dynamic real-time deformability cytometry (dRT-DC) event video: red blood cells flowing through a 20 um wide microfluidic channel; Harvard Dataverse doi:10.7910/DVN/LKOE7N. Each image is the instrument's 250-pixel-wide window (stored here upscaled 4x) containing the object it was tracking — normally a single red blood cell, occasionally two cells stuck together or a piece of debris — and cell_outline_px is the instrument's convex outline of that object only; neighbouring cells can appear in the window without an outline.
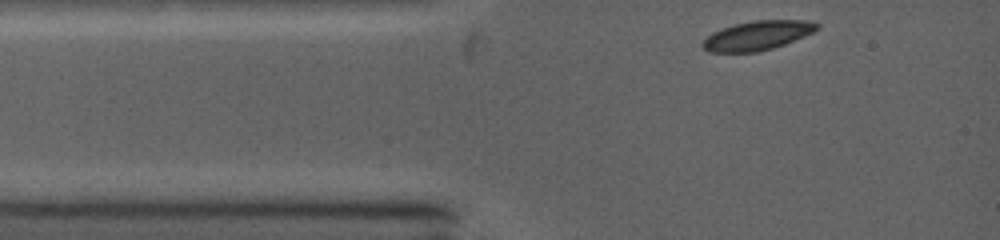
{"species": "common noctule bat (a hibernating species)", "species_latin": "Nyctalus noctula", "temperature_condition": "warm", "stored_images_in_passage": 39, "camera_frame_rate_fps": 5000, "um_per_image_px": 0.085, "animal": {"sex": "female", "body_mass_g": 19.0, "forearm_length_mm": 53.3}, "frame": {"image": 1, "passage_image": 1, "time_ms": 0.0, "image_size_px": [1000, 240], "cell_outline_px": [[820, 28], [804, 36], [784, 44], [772, 48], [756, 52], [708, 52], [700, 44], [712, 32], [736, 24], [752, 20], [812, 20], [820, 24]], "centroid_in_image_um": [64.4, 3.01], "position_along_channel_um": 20.6, "area_um2": 19.42}}
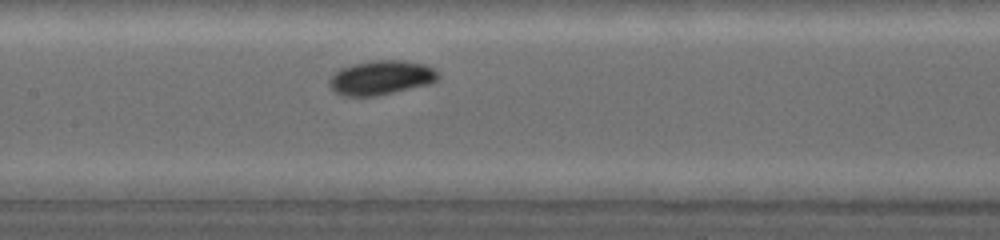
{"frame": {"image": 2, "passage_image": 17, "time_ms": 4.2, "image_size_px": [1000, 240], "cell_outline_px": [[436, 80], [428, 84], [376, 96], [344, 96], [336, 92], [328, 84], [328, 80], [340, 68], [352, 64], [380, 60], [400, 60], [424, 64], [432, 68], [436, 72]], "centroid_in_image_um": [32.34, 6.6], "position_along_channel_um": 175.1, "area_um2": 21.33}}
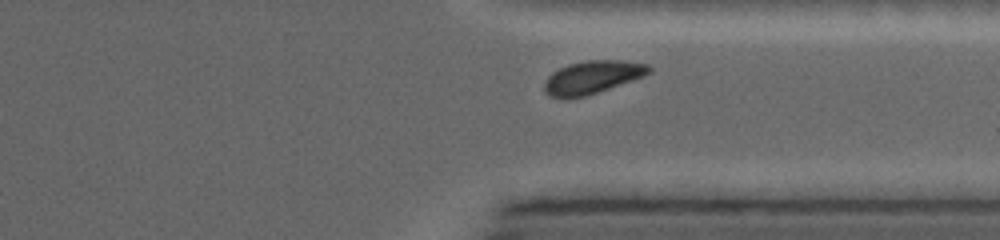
{"frame": {"image": 3, "passage_image": 35, "time_ms": 8.6, "image_size_px": [1000, 240], "cell_outline_px": [[652, 72], [644, 76], [584, 96], [568, 100], [552, 96], [544, 88], [544, 84], [548, 76], [552, 72], [568, 64], [588, 60], [620, 60], [648, 64], [652, 68]], "centroid_in_image_um": [50.36, 6.56], "position_along_channel_um": 361.0, "area_um2": 19.94}, "authors_computed_cell_mechanics": {"area_um2": 20.0566, "velocity_mm_per_s": 4.2214, "shape_relaxation_time_tau1_ms": 5.9138, "shape_relaxation_time_tau2_ms": null, "deformation_change_tau1": 0.2351, "deformation_change_tau2": null}}